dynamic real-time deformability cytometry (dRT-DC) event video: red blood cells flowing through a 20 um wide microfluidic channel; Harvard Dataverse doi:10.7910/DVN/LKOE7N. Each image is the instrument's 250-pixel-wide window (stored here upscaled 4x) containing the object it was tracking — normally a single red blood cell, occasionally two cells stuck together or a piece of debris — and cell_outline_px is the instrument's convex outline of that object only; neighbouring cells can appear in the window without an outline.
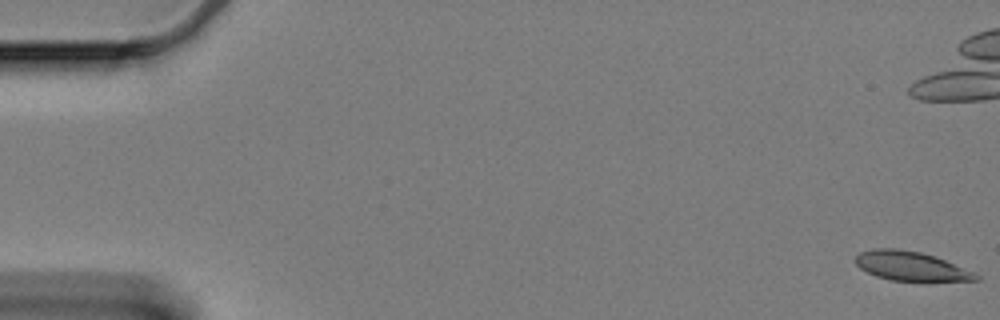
{"species": "Egyptian fruit bat (a non-hibernating species)", "species_latin": "Rousettus aegyptiacus", "temperature_condition": "cold", "stored_images_in_passage": 62, "camera_frame_rate_fps": 3000, "um_per_image_px": 0.085, "animal": {"sex": "female"}, "frame": {"image": 1, "passage_image": 1, "time_ms": 0.0, "image_size_px": [1000, 320], "cell_outline_px": [[980, 280], [928, 284], [892, 280], [876, 276], [860, 268], [856, 264], [856, 256], [860, 252], [872, 248], [896, 248], [920, 252], [936, 256], [972, 272], [980, 276]], "centroid_in_image_um": [77.49, 22.67], "position_along_channel_um": 7.5, "area_um2": 21.33}, "authors_computed_cell_mechanics": {"area_um2": 21.8195, "velocity_mm_per_s": 3.3045, "shape_relaxation_time_tau1_ms": null, "shape_relaxation_time_tau2_ms": 4.1897, "deformation_change_tau1": null, "deformation_change_tau2": 0.0936}}